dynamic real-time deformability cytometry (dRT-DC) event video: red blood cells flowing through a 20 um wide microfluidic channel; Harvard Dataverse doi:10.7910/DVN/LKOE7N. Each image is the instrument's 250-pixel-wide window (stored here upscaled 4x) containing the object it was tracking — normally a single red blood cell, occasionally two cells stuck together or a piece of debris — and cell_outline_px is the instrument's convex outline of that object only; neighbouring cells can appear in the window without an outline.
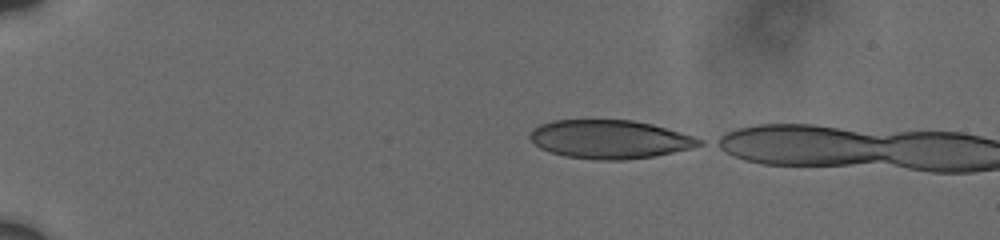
{"species": "human", "species_latin": "Homo sapiens", "temperature_condition": "cold", "stored_images_in_passage": 4, "camera_frame_rate_fps": 3000, "um_per_image_px": 0.085, "donor": {"sex": "male"}, "frame": {"image": 1, "passage_image": 1, "time_ms": 0.0, "image_size_px": [1000, 240], "cell_outline_px": [[704, 144], [692, 148], [656, 156], [624, 160], [596, 160], [564, 156], [540, 148], [528, 136], [528, 132], [532, 128], [540, 124], [552, 120], [632, 120], [652, 124], [680, 132], [704, 140]], "centroid_in_image_um": [51.82, 11.84], "position_along_channel_um": 33.2, "area_um2": 38.21}}